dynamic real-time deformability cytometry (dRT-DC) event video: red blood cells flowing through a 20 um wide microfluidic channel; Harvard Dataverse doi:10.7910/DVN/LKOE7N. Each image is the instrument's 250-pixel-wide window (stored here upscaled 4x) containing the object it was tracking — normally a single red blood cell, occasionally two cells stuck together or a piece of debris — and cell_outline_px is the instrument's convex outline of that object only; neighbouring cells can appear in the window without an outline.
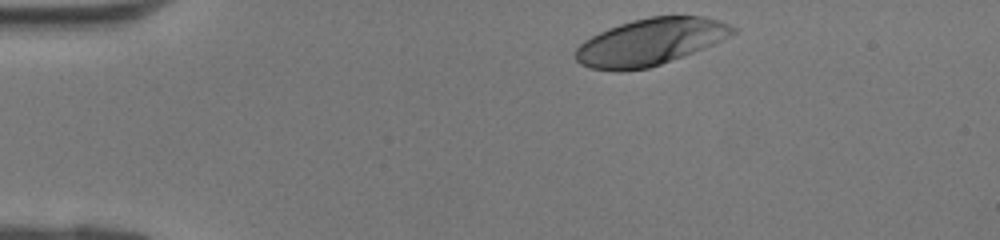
{"species": "human", "species_latin": "Homo sapiens", "temperature_condition": "room temperature", "stored_images_in_passage": 29, "camera_frame_rate_fps": 3000, "um_per_image_px": 0.085, "donor": {"sex": "female"}, "frame": {"image": 1, "passage_image": 1, "time_ms": 0.0, "image_size_px": [1000, 240], "cell_outline_px": [[736, 32], [712, 44], [692, 52], [660, 64], [648, 68], [592, 68], [580, 64], [576, 60], [576, 48], [584, 40], [608, 28], [620, 24], [652, 16], [700, 16], [716, 20], [736, 28]], "centroid_in_image_um": [55.26, 3.53], "position_along_channel_um": 29.7, "area_um2": 41.27}}
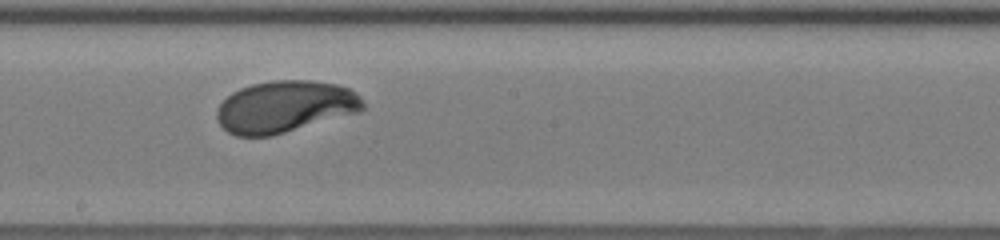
{"frame": {"image": 2, "passage_image": 17, "time_ms": 5.333, "image_size_px": [1000, 240], "cell_outline_px": [[364, 108], [356, 112], [272, 136], [236, 136], [228, 132], [220, 124], [216, 116], [216, 112], [220, 104], [232, 92], [240, 88], [252, 84], [276, 80], [308, 80], [336, 84], [348, 88], [360, 96], [364, 104]], "centroid_in_image_um": [24.19, 9.07], "position_along_channel_um": 224.0, "area_um2": 43.7}}
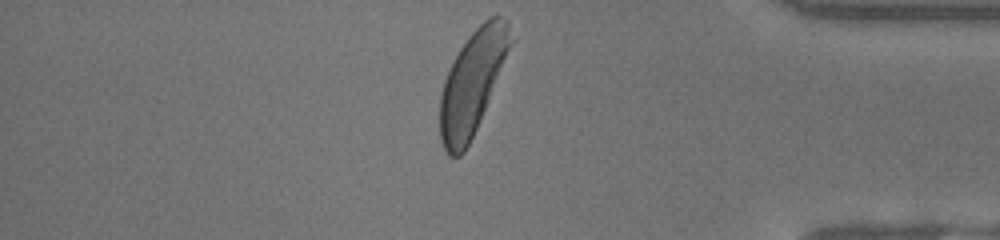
{"frame": {"image": 3, "passage_image": 29, "time_ms": 9.333, "image_size_px": [1000, 240], "cell_outline_px": [[516, 40], [476, 128], [464, 152], [460, 156], [448, 156], [440, 140], [440, 96], [444, 80], [460, 48], [472, 32], [488, 16], [500, 16], [508, 20]], "centroid_in_image_um": [40.2, 6.96], "position_along_channel_um": 395.0, "area_um2": 42.6}}